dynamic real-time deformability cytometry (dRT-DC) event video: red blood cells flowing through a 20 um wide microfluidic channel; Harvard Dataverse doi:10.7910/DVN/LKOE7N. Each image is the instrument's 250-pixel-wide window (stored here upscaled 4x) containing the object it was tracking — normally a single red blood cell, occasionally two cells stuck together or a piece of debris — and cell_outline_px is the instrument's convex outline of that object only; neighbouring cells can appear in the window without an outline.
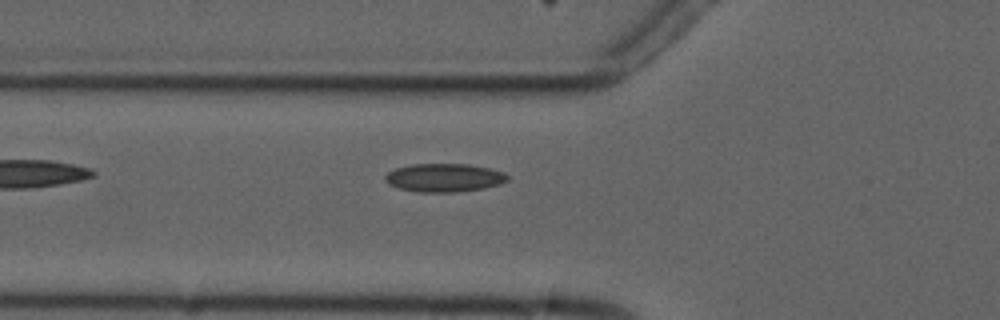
{"species": "common noctule bat (a hibernating species)", "species_latin": "Nyctalus noctula", "temperature_condition": "cold", "stored_images_in_passage": 4, "camera_frame_rate_fps": 3000, "um_per_image_px": 0.085, "animal": {"sex": "male", "forearm_length_mm": 52.5}, "frame": {"image": 1, "passage_image": 4, "time_ms": 5.333, "image_size_px": [1000, 320], "cell_outline_px": [[508, 180], [500, 184], [484, 188], [456, 192], [420, 192], [400, 188], [388, 184], [384, 180], [384, 176], [388, 172], [396, 168], [412, 164], [468, 164], [488, 168], [504, 172], [508, 176]], "centroid_in_image_um": [37.75, 15.1], "position_along_channel_um": 88.0, "area_um2": 20.17}}